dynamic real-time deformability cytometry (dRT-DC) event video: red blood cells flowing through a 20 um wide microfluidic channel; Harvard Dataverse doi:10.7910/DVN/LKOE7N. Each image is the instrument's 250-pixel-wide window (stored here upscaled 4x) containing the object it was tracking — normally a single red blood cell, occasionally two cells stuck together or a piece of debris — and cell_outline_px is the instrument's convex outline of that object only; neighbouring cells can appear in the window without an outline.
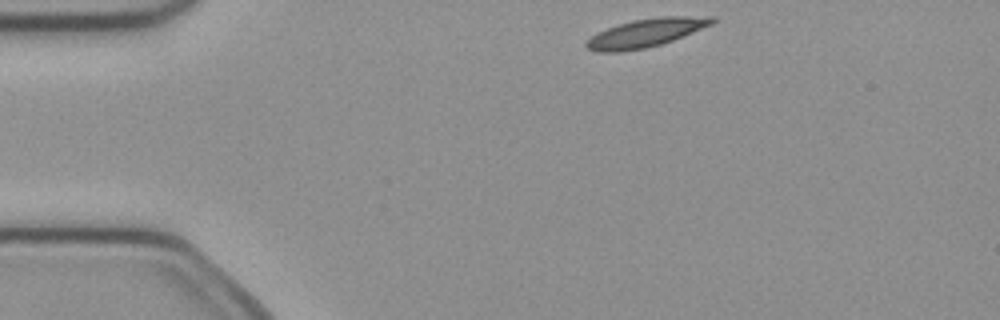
{"species": "common noctule bat (a hibernating species)", "species_latin": "Nyctalus noctula", "temperature_condition": "cold", "stored_images_in_passage": 43, "camera_frame_rate_fps": 3000, "um_per_image_px": 0.085, "animal": {"sex": "female", "body_mass_g": 21.9}, "frame": {"image": 1, "passage_image": 1, "time_ms": 0.0, "image_size_px": [1000, 320], "cell_outline_px": [[716, 20], [712, 24], [672, 40], [660, 44], [644, 48], [620, 52], [596, 52], [588, 48], [584, 44], [596, 32], [632, 20], [660, 16], [716, 16]], "centroid_in_image_um": [54.9, 2.78], "position_along_channel_um": 30.1, "area_um2": 20.58}}
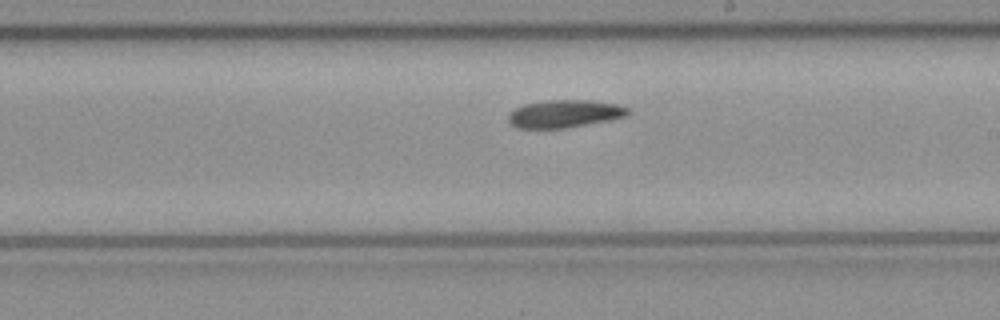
{"frame": {"image": 2, "passage_image": 21, "time_ms": 6.667, "image_size_px": [1000, 320], "cell_outline_px": [[632, 112], [628, 116], [608, 120], [564, 128], [516, 128], [508, 120], [508, 112], [524, 104], [548, 100], [592, 100], [620, 104], [628, 108]], "centroid_in_image_um": [48.02, 9.66], "position_along_channel_um": 241.0, "area_um2": 19.42}}
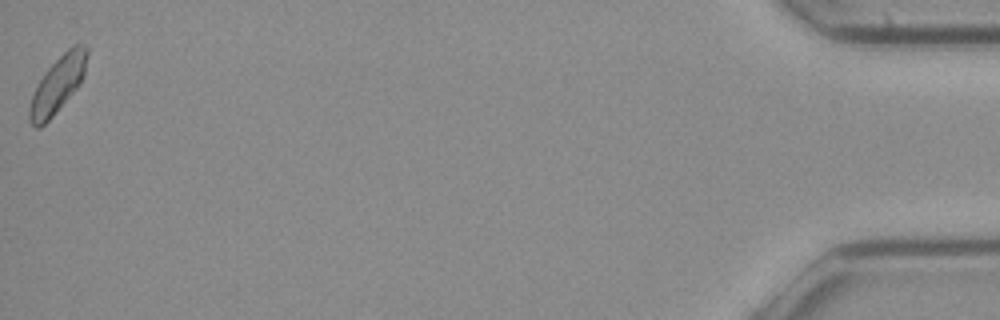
{"frame": {"image": 3, "passage_image": 43, "time_ms": 14.0, "image_size_px": [1000, 320], "cell_outline_px": [[88, 52], [84, 76], [80, 84], [52, 116], [40, 128], [36, 128], [28, 120], [28, 108], [32, 96], [44, 72], [72, 44], [88, 44]], "centroid_in_image_um": [4.92, 7.16], "position_along_channel_um": 430.3, "area_um2": 18.79}, "authors_computed_cell_mechanics": {"area_um2": 19.3052, "velocity_mm_per_s": 3.9778, "shape_relaxation_time_tau1_ms": 4.7495, "shape_relaxation_time_tau2_ms": null, "deformation_change_tau1": 0.1185, "deformation_change_tau2": null}}